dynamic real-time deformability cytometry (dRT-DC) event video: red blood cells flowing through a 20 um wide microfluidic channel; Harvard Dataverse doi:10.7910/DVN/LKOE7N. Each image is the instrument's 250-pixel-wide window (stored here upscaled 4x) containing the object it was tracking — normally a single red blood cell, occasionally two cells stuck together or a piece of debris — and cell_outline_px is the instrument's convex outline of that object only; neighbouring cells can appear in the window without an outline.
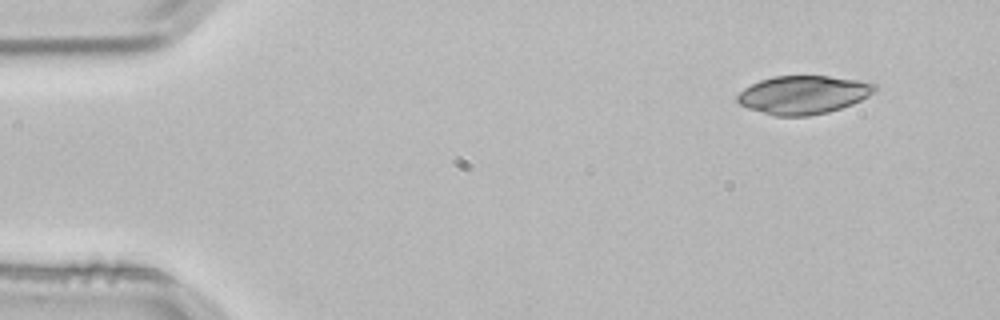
{"species": "common noctule bat (a hibernating species)", "species_latin": "Nyctalus noctula", "temperature_condition": "room temperature", "stored_images_in_passage": 3, "segment_of_instrument_passage": [2, 2], "camera_frame_rate_fps": 3000, "um_per_image_px": 0.085, "animal": {"sex": "male", "body_mass_g": 21.5, "forearm_length_mm": 52.0}, "frame": {"image": 1, "passage_image": 3, "time_ms": 0.667, "image_size_px": [1000, 320], "cell_outline_px": [[876, 92], [852, 104], [828, 112], [808, 116], [772, 116], [748, 108], [740, 104], [736, 100], [736, 96], [744, 88], [760, 80], [772, 76], [828, 76], [872, 80], [876, 84]], "centroid_in_image_um": [68.33, 8.04], "position_along_channel_um": 16.7, "area_um2": 31.15}}